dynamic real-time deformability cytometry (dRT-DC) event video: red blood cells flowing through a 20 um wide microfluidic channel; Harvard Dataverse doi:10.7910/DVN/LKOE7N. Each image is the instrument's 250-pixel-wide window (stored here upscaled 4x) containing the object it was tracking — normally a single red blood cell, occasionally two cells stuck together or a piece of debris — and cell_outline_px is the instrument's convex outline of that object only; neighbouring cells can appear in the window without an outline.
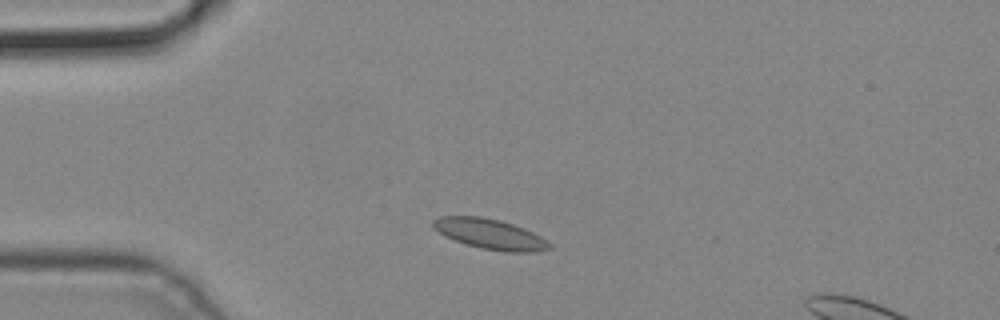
{"species": "common noctule bat (a hibernating species)", "species_latin": "Nyctalus noctula", "temperature_condition": "cold", "stored_images_in_passage": 4, "camera_frame_rate_fps": 3000, "um_per_image_px": 0.085, "animal": {"sex": "male", "body_mass_g": 19.2, "forearm_length_mm": 51.8}, "frame": {"image": 1, "passage_image": 2, "time_ms": 0.333, "image_size_px": [1000, 320], "cell_outline_px": [[552, 248], [536, 252], [504, 252], [484, 248], [468, 244], [444, 236], [432, 228], [432, 220], [440, 216], [480, 216], [500, 220], [524, 228], [540, 236], [552, 244]], "centroid_in_image_um": [41.65, 19.89], "position_along_channel_um": 43.4, "area_um2": 20.46}}
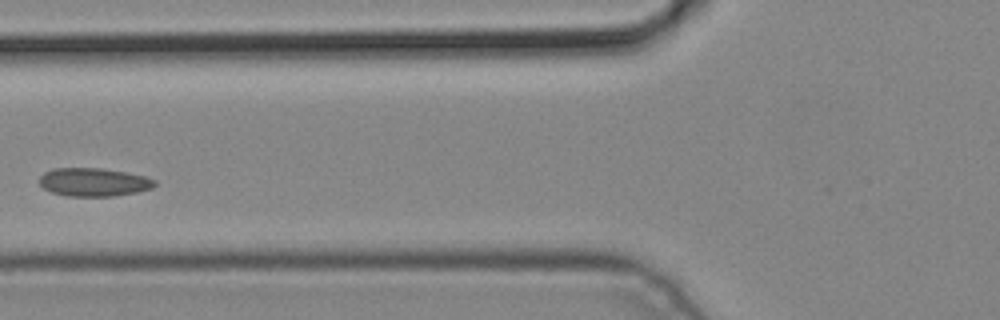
{"frame": {"image": 2, "passage_image": 4, "time_ms": 1.0, "image_size_px": [1000, 320], "cell_outline_px": [[156, 184], [152, 188], [136, 192], [112, 196], [64, 196], [52, 192], [44, 188], [40, 184], [40, 176], [44, 172], [52, 168], [100, 168], [124, 172], [144, 176], [156, 180]], "centroid_in_image_um": [7.94, 15.48], "position_along_channel_um": 117.9, "area_um2": 18.96}}